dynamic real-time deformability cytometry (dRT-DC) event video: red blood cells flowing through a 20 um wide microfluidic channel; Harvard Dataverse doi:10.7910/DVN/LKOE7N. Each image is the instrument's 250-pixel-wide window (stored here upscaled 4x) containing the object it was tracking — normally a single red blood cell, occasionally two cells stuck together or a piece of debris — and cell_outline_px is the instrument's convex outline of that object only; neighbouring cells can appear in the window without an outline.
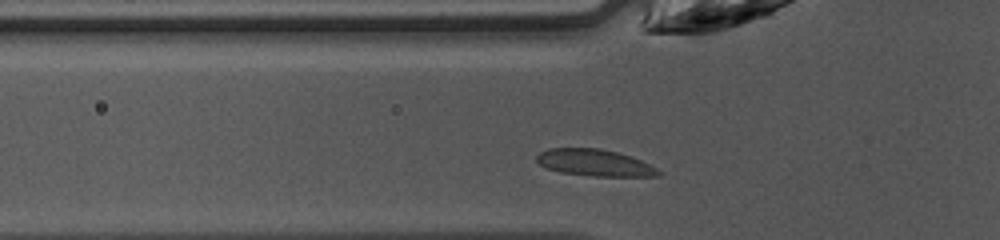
{"species": "common noctule bat (a hibernating species)", "species_latin": "Nyctalus noctula", "temperature_condition": "warm", "stored_images_in_passage": 30, "camera_frame_rate_fps": 3000, "um_per_image_px": 0.085, "animal": {"sex": "female", "body_mass_g": 10.0, "forearm_length_mm": 53.1}, "frame": {"image": 1, "passage_image": 6, "time_ms": 1.667, "image_size_px": [1000, 240], "cell_outline_px": [[660, 176], [592, 176], [560, 172], [544, 168], [536, 160], [536, 156], [540, 152], [548, 148], [600, 148], [632, 156], [656, 168], [660, 172]], "centroid_in_image_um": [50.5, 13.83], "position_along_channel_um": 75.3, "area_um2": 18.96}}
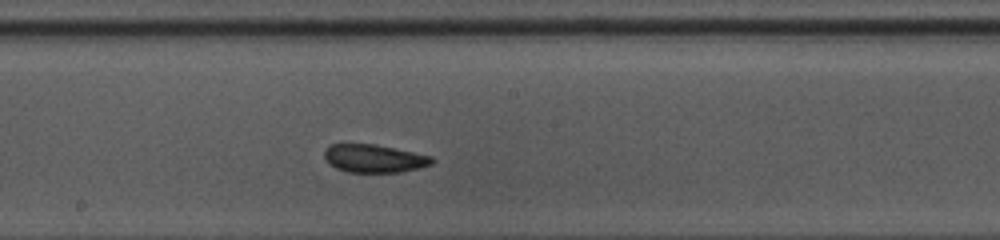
{"frame": {"image": 2, "passage_image": 16, "time_ms": 5.0, "image_size_px": [1000, 240], "cell_outline_px": [[436, 160], [432, 164], [420, 168], [400, 172], [348, 172], [336, 168], [324, 160], [324, 152], [328, 144], [376, 144], [432, 156]], "centroid_in_image_um": [31.8, 13.47], "position_along_channel_um": 216.4, "area_um2": 17.74}}
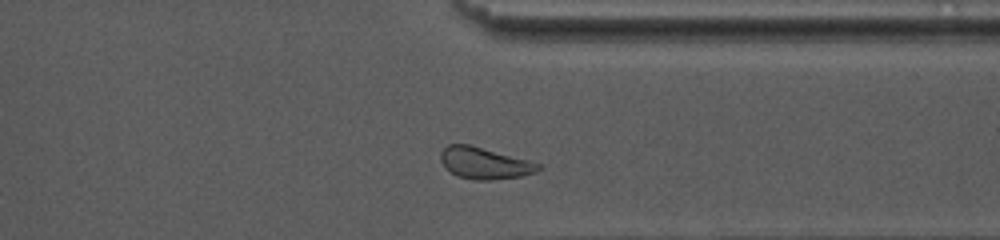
{"frame": {"image": 3, "passage_image": 27, "time_ms": 8.667, "image_size_px": [1000, 240], "cell_outline_px": [[544, 168], [536, 172], [524, 176], [492, 180], [476, 180], [456, 176], [444, 168], [440, 160], [440, 152], [448, 144], [468, 144], [528, 160], [540, 164]], "centroid_in_image_um": [41.17, 13.88], "position_along_channel_um": 370.2, "area_um2": 18.15}, "authors_computed_cell_mechanics": {"area_um2": 17.918, "velocity_mm_per_s": 4.2065, "shape_relaxation_time_tau1_ms": 2.5837, "shape_relaxation_time_tau2_ms": 7.8441, "deformation_change_tau1": 0.0865, "deformation_change_tau2": 0.1478}}